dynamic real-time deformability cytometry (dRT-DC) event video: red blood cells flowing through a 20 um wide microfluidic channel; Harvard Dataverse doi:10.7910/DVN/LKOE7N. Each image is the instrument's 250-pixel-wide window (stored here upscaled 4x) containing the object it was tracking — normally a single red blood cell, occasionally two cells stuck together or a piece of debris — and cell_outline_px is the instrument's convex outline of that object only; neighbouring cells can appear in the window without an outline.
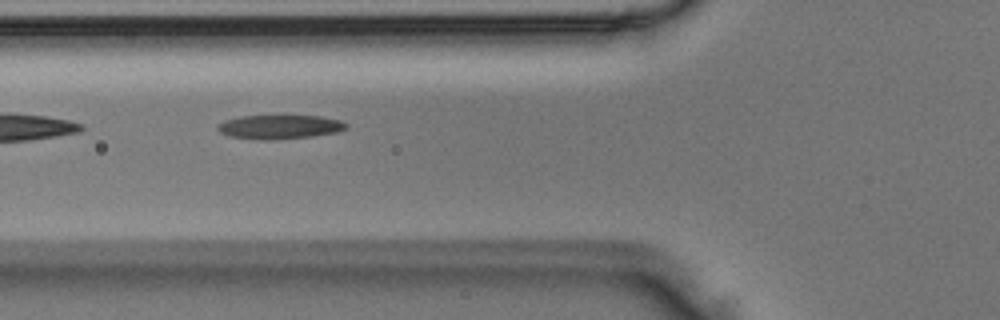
{"species": "Egyptian fruit bat (a non-hibernating species)", "species_latin": "Rousettus aegyptiacus", "temperature_condition": "room temperature", "stored_images_in_passage": 6, "camera_frame_rate_fps": 3000, "um_per_image_px": 0.085, "animal": {"sex": "male"}, "frame": {"image": 1, "passage_image": 6, "time_ms": 1.667, "image_size_px": [1000, 320], "cell_outline_px": [[348, 128], [336, 132], [312, 136], [276, 140], [260, 140], [228, 136], [220, 132], [216, 128], [216, 124], [224, 120], [240, 116], [320, 116], [340, 120], [348, 124]], "centroid_in_image_um": [23.73, 10.79], "position_along_channel_um": 102.1, "area_um2": 18.15}}